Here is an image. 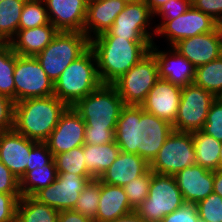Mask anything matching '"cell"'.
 I'll use <instances>...</instances> for the list:
<instances>
[{"instance_id":"obj_1","label":"cell","mask_w":222,"mask_h":222,"mask_svg":"<svg viewBox=\"0 0 222 222\" xmlns=\"http://www.w3.org/2000/svg\"><path fill=\"white\" fill-rule=\"evenodd\" d=\"M173 130L171 123L141 106L125 105L117 120L115 142L120 151L138 154L150 164Z\"/></svg>"},{"instance_id":"obj_2","label":"cell","mask_w":222,"mask_h":222,"mask_svg":"<svg viewBox=\"0 0 222 222\" xmlns=\"http://www.w3.org/2000/svg\"><path fill=\"white\" fill-rule=\"evenodd\" d=\"M153 40H128L120 36H96L90 40L102 84H113L150 52Z\"/></svg>"},{"instance_id":"obj_3","label":"cell","mask_w":222,"mask_h":222,"mask_svg":"<svg viewBox=\"0 0 222 222\" xmlns=\"http://www.w3.org/2000/svg\"><path fill=\"white\" fill-rule=\"evenodd\" d=\"M68 106L55 95L14 103L13 129L36 142H45Z\"/></svg>"},{"instance_id":"obj_4","label":"cell","mask_w":222,"mask_h":222,"mask_svg":"<svg viewBox=\"0 0 222 222\" xmlns=\"http://www.w3.org/2000/svg\"><path fill=\"white\" fill-rule=\"evenodd\" d=\"M101 85L96 58L89 47L54 82V95L67 106H74Z\"/></svg>"},{"instance_id":"obj_5","label":"cell","mask_w":222,"mask_h":222,"mask_svg":"<svg viewBox=\"0 0 222 222\" xmlns=\"http://www.w3.org/2000/svg\"><path fill=\"white\" fill-rule=\"evenodd\" d=\"M124 106L116 88L111 84H102L85 98L80 99L73 108L80 114L87 127L115 130Z\"/></svg>"},{"instance_id":"obj_6","label":"cell","mask_w":222,"mask_h":222,"mask_svg":"<svg viewBox=\"0 0 222 222\" xmlns=\"http://www.w3.org/2000/svg\"><path fill=\"white\" fill-rule=\"evenodd\" d=\"M90 47V40L84 32L58 31L52 41L35 57L55 82L74 60Z\"/></svg>"},{"instance_id":"obj_7","label":"cell","mask_w":222,"mask_h":222,"mask_svg":"<svg viewBox=\"0 0 222 222\" xmlns=\"http://www.w3.org/2000/svg\"><path fill=\"white\" fill-rule=\"evenodd\" d=\"M185 203L173 175L153 173L148 197L135 209L147 222H161Z\"/></svg>"},{"instance_id":"obj_8","label":"cell","mask_w":222,"mask_h":222,"mask_svg":"<svg viewBox=\"0 0 222 222\" xmlns=\"http://www.w3.org/2000/svg\"><path fill=\"white\" fill-rule=\"evenodd\" d=\"M158 79V64L154 55L149 52L112 85L125 105L141 106Z\"/></svg>"},{"instance_id":"obj_9","label":"cell","mask_w":222,"mask_h":222,"mask_svg":"<svg viewBox=\"0 0 222 222\" xmlns=\"http://www.w3.org/2000/svg\"><path fill=\"white\" fill-rule=\"evenodd\" d=\"M193 132L173 130L150 163L153 173L175 175L180 170L196 164Z\"/></svg>"},{"instance_id":"obj_10","label":"cell","mask_w":222,"mask_h":222,"mask_svg":"<svg viewBox=\"0 0 222 222\" xmlns=\"http://www.w3.org/2000/svg\"><path fill=\"white\" fill-rule=\"evenodd\" d=\"M15 103L38 97L54 95V82L33 56H20L15 53Z\"/></svg>"},{"instance_id":"obj_11","label":"cell","mask_w":222,"mask_h":222,"mask_svg":"<svg viewBox=\"0 0 222 222\" xmlns=\"http://www.w3.org/2000/svg\"><path fill=\"white\" fill-rule=\"evenodd\" d=\"M216 97L194 83L182 87L173 129L179 132L202 130L211 104Z\"/></svg>"},{"instance_id":"obj_12","label":"cell","mask_w":222,"mask_h":222,"mask_svg":"<svg viewBox=\"0 0 222 222\" xmlns=\"http://www.w3.org/2000/svg\"><path fill=\"white\" fill-rule=\"evenodd\" d=\"M153 23V14L144 0L130 2L115 18L111 28L99 36H120L128 40L154 41L156 29Z\"/></svg>"},{"instance_id":"obj_13","label":"cell","mask_w":222,"mask_h":222,"mask_svg":"<svg viewBox=\"0 0 222 222\" xmlns=\"http://www.w3.org/2000/svg\"><path fill=\"white\" fill-rule=\"evenodd\" d=\"M215 29L216 21L212 17L191 6L177 18L166 20L156 30L154 42H159L158 39L162 37L165 39L163 42H168V47H173L182 39L209 33Z\"/></svg>"},{"instance_id":"obj_14","label":"cell","mask_w":222,"mask_h":222,"mask_svg":"<svg viewBox=\"0 0 222 222\" xmlns=\"http://www.w3.org/2000/svg\"><path fill=\"white\" fill-rule=\"evenodd\" d=\"M92 176L62 172L49 186L38 191L33 197L57 211L73 209L85 185Z\"/></svg>"},{"instance_id":"obj_15","label":"cell","mask_w":222,"mask_h":222,"mask_svg":"<svg viewBox=\"0 0 222 222\" xmlns=\"http://www.w3.org/2000/svg\"><path fill=\"white\" fill-rule=\"evenodd\" d=\"M85 127L86 124L80 114L73 106H68L45 141L53 157L75 147L83 146L85 144Z\"/></svg>"},{"instance_id":"obj_16","label":"cell","mask_w":222,"mask_h":222,"mask_svg":"<svg viewBox=\"0 0 222 222\" xmlns=\"http://www.w3.org/2000/svg\"><path fill=\"white\" fill-rule=\"evenodd\" d=\"M165 48L164 50L161 49L157 42H154L150 47V52L154 55L158 64L159 78L166 79L181 87L192 84L195 78L193 64L174 47L165 46Z\"/></svg>"},{"instance_id":"obj_17","label":"cell","mask_w":222,"mask_h":222,"mask_svg":"<svg viewBox=\"0 0 222 222\" xmlns=\"http://www.w3.org/2000/svg\"><path fill=\"white\" fill-rule=\"evenodd\" d=\"M181 92V86L159 78L148 92L141 107L145 112L173 124L178 113Z\"/></svg>"},{"instance_id":"obj_18","label":"cell","mask_w":222,"mask_h":222,"mask_svg":"<svg viewBox=\"0 0 222 222\" xmlns=\"http://www.w3.org/2000/svg\"><path fill=\"white\" fill-rule=\"evenodd\" d=\"M35 143L14 129L0 133V161L19 179L26 173Z\"/></svg>"},{"instance_id":"obj_19","label":"cell","mask_w":222,"mask_h":222,"mask_svg":"<svg viewBox=\"0 0 222 222\" xmlns=\"http://www.w3.org/2000/svg\"><path fill=\"white\" fill-rule=\"evenodd\" d=\"M49 22L58 31L83 32L88 0H43Z\"/></svg>"},{"instance_id":"obj_20","label":"cell","mask_w":222,"mask_h":222,"mask_svg":"<svg viewBox=\"0 0 222 222\" xmlns=\"http://www.w3.org/2000/svg\"><path fill=\"white\" fill-rule=\"evenodd\" d=\"M195 68L207 64L222 55V46L216 29L180 40L173 46Z\"/></svg>"},{"instance_id":"obj_21","label":"cell","mask_w":222,"mask_h":222,"mask_svg":"<svg viewBox=\"0 0 222 222\" xmlns=\"http://www.w3.org/2000/svg\"><path fill=\"white\" fill-rule=\"evenodd\" d=\"M174 177L185 202L197 204L213 192L214 171L200 165L186 167Z\"/></svg>"},{"instance_id":"obj_22","label":"cell","mask_w":222,"mask_h":222,"mask_svg":"<svg viewBox=\"0 0 222 222\" xmlns=\"http://www.w3.org/2000/svg\"><path fill=\"white\" fill-rule=\"evenodd\" d=\"M126 4L124 0H88L83 32L89 40L107 32Z\"/></svg>"},{"instance_id":"obj_23","label":"cell","mask_w":222,"mask_h":222,"mask_svg":"<svg viewBox=\"0 0 222 222\" xmlns=\"http://www.w3.org/2000/svg\"><path fill=\"white\" fill-rule=\"evenodd\" d=\"M150 164L138 154L120 151L115 161L100 176L99 180L105 184L124 186L145 174Z\"/></svg>"},{"instance_id":"obj_24","label":"cell","mask_w":222,"mask_h":222,"mask_svg":"<svg viewBox=\"0 0 222 222\" xmlns=\"http://www.w3.org/2000/svg\"><path fill=\"white\" fill-rule=\"evenodd\" d=\"M57 33L58 30L50 22L35 28L18 29L9 44L17 55L35 57L52 41Z\"/></svg>"},{"instance_id":"obj_25","label":"cell","mask_w":222,"mask_h":222,"mask_svg":"<svg viewBox=\"0 0 222 222\" xmlns=\"http://www.w3.org/2000/svg\"><path fill=\"white\" fill-rule=\"evenodd\" d=\"M135 211L129 204L122 186L105 184L100 181V199L96 222H110Z\"/></svg>"},{"instance_id":"obj_26","label":"cell","mask_w":222,"mask_h":222,"mask_svg":"<svg viewBox=\"0 0 222 222\" xmlns=\"http://www.w3.org/2000/svg\"><path fill=\"white\" fill-rule=\"evenodd\" d=\"M119 153L120 148L116 142H110L103 145L84 144L83 154L88 173L94 179H99L115 161Z\"/></svg>"},{"instance_id":"obj_27","label":"cell","mask_w":222,"mask_h":222,"mask_svg":"<svg viewBox=\"0 0 222 222\" xmlns=\"http://www.w3.org/2000/svg\"><path fill=\"white\" fill-rule=\"evenodd\" d=\"M194 149L196 153V165L207 170H220V150L222 142L202 130L193 132Z\"/></svg>"},{"instance_id":"obj_28","label":"cell","mask_w":222,"mask_h":222,"mask_svg":"<svg viewBox=\"0 0 222 222\" xmlns=\"http://www.w3.org/2000/svg\"><path fill=\"white\" fill-rule=\"evenodd\" d=\"M59 211L39 202L33 196H21L16 211V222H58Z\"/></svg>"},{"instance_id":"obj_29","label":"cell","mask_w":222,"mask_h":222,"mask_svg":"<svg viewBox=\"0 0 222 222\" xmlns=\"http://www.w3.org/2000/svg\"><path fill=\"white\" fill-rule=\"evenodd\" d=\"M57 175L54 159L43 167L26 171L20 179L21 196H34L38 191L52 184Z\"/></svg>"},{"instance_id":"obj_30","label":"cell","mask_w":222,"mask_h":222,"mask_svg":"<svg viewBox=\"0 0 222 222\" xmlns=\"http://www.w3.org/2000/svg\"><path fill=\"white\" fill-rule=\"evenodd\" d=\"M193 83L207 90L216 98L222 97V55L195 68Z\"/></svg>"},{"instance_id":"obj_31","label":"cell","mask_w":222,"mask_h":222,"mask_svg":"<svg viewBox=\"0 0 222 222\" xmlns=\"http://www.w3.org/2000/svg\"><path fill=\"white\" fill-rule=\"evenodd\" d=\"M26 0H5L0 3V38L9 43L18 32V25Z\"/></svg>"},{"instance_id":"obj_32","label":"cell","mask_w":222,"mask_h":222,"mask_svg":"<svg viewBox=\"0 0 222 222\" xmlns=\"http://www.w3.org/2000/svg\"><path fill=\"white\" fill-rule=\"evenodd\" d=\"M15 52L9 43L0 47V95L10 98L15 103Z\"/></svg>"},{"instance_id":"obj_33","label":"cell","mask_w":222,"mask_h":222,"mask_svg":"<svg viewBox=\"0 0 222 222\" xmlns=\"http://www.w3.org/2000/svg\"><path fill=\"white\" fill-rule=\"evenodd\" d=\"M99 199L100 180L92 179L85 185V187L81 191V194L73 210L96 222Z\"/></svg>"},{"instance_id":"obj_34","label":"cell","mask_w":222,"mask_h":222,"mask_svg":"<svg viewBox=\"0 0 222 222\" xmlns=\"http://www.w3.org/2000/svg\"><path fill=\"white\" fill-rule=\"evenodd\" d=\"M54 161L58 173L68 172L81 176H91L86 168L83 146L56 154Z\"/></svg>"},{"instance_id":"obj_35","label":"cell","mask_w":222,"mask_h":222,"mask_svg":"<svg viewBox=\"0 0 222 222\" xmlns=\"http://www.w3.org/2000/svg\"><path fill=\"white\" fill-rule=\"evenodd\" d=\"M49 23L47 9L43 0H26L18 29H30Z\"/></svg>"},{"instance_id":"obj_36","label":"cell","mask_w":222,"mask_h":222,"mask_svg":"<svg viewBox=\"0 0 222 222\" xmlns=\"http://www.w3.org/2000/svg\"><path fill=\"white\" fill-rule=\"evenodd\" d=\"M153 172L149 169L145 174L133 179L123 186L130 206L135 210L148 197L149 185Z\"/></svg>"},{"instance_id":"obj_37","label":"cell","mask_w":222,"mask_h":222,"mask_svg":"<svg viewBox=\"0 0 222 222\" xmlns=\"http://www.w3.org/2000/svg\"><path fill=\"white\" fill-rule=\"evenodd\" d=\"M200 220L222 222V197L214 192L197 203Z\"/></svg>"},{"instance_id":"obj_38","label":"cell","mask_w":222,"mask_h":222,"mask_svg":"<svg viewBox=\"0 0 222 222\" xmlns=\"http://www.w3.org/2000/svg\"><path fill=\"white\" fill-rule=\"evenodd\" d=\"M191 6V0H169L153 14V20L158 18L161 20L158 24H156L157 21L154 22L155 29L157 30L166 20L175 19L184 14Z\"/></svg>"},{"instance_id":"obj_39","label":"cell","mask_w":222,"mask_h":222,"mask_svg":"<svg viewBox=\"0 0 222 222\" xmlns=\"http://www.w3.org/2000/svg\"><path fill=\"white\" fill-rule=\"evenodd\" d=\"M202 131L222 142V97L216 98L211 104Z\"/></svg>"},{"instance_id":"obj_40","label":"cell","mask_w":222,"mask_h":222,"mask_svg":"<svg viewBox=\"0 0 222 222\" xmlns=\"http://www.w3.org/2000/svg\"><path fill=\"white\" fill-rule=\"evenodd\" d=\"M53 159L54 157L47 147V144L45 142H36L30 151L29 164L26 166V171L43 167L49 164Z\"/></svg>"},{"instance_id":"obj_41","label":"cell","mask_w":222,"mask_h":222,"mask_svg":"<svg viewBox=\"0 0 222 222\" xmlns=\"http://www.w3.org/2000/svg\"><path fill=\"white\" fill-rule=\"evenodd\" d=\"M196 203L185 202L181 207L166 215L161 222H199Z\"/></svg>"},{"instance_id":"obj_42","label":"cell","mask_w":222,"mask_h":222,"mask_svg":"<svg viewBox=\"0 0 222 222\" xmlns=\"http://www.w3.org/2000/svg\"><path fill=\"white\" fill-rule=\"evenodd\" d=\"M21 194L0 193V222H16V211Z\"/></svg>"},{"instance_id":"obj_43","label":"cell","mask_w":222,"mask_h":222,"mask_svg":"<svg viewBox=\"0 0 222 222\" xmlns=\"http://www.w3.org/2000/svg\"><path fill=\"white\" fill-rule=\"evenodd\" d=\"M0 193L21 194L20 179L0 161Z\"/></svg>"},{"instance_id":"obj_44","label":"cell","mask_w":222,"mask_h":222,"mask_svg":"<svg viewBox=\"0 0 222 222\" xmlns=\"http://www.w3.org/2000/svg\"><path fill=\"white\" fill-rule=\"evenodd\" d=\"M14 101L0 95V133L13 129Z\"/></svg>"},{"instance_id":"obj_45","label":"cell","mask_w":222,"mask_h":222,"mask_svg":"<svg viewBox=\"0 0 222 222\" xmlns=\"http://www.w3.org/2000/svg\"><path fill=\"white\" fill-rule=\"evenodd\" d=\"M115 142V130H99L85 127V144L103 145Z\"/></svg>"},{"instance_id":"obj_46","label":"cell","mask_w":222,"mask_h":222,"mask_svg":"<svg viewBox=\"0 0 222 222\" xmlns=\"http://www.w3.org/2000/svg\"><path fill=\"white\" fill-rule=\"evenodd\" d=\"M193 8L200 10L215 21L222 20V0H191Z\"/></svg>"},{"instance_id":"obj_47","label":"cell","mask_w":222,"mask_h":222,"mask_svg":"<svg viewBox=\"0 0 222 222\" xmlns=\"http://www.w3.org/2000/svg\"><path fill=\"white\" fill-rule=\"evenodd\" d=\"M58 222H94V221L74 211L73 209H70V210L59 211Z\"/></svg>"},{"instance_id":"obj_48","label":"cell","mask_w":222,"mask_h":222,"mask_svg":"<svg viewBox=\"0 0 222 222\" xmlns=\"http://www.w3.org/2000/svg\"><path fill=\"white\" fill-rule=\"evenodd\" d=\"M110 222H147L144 218L140 217L135 211L125 216L116 218Z\"/></svg>"},{"instance_id":"obj_49","label":"cell","mask_w":222,"mask_h":222,"mask_svg":"<svg viewBox=\"0 0 222 222\" xmlns=\"http://www.w3.org/2000/svg\"><path fill=\"white\" fill-rule=\"evenodd\" d=\"M213 192L222 197V170L214 171Z\"/></svg>"},{"instance_id":"obj_50","label":"cell","mask_w":222,"mask_h":222,"mask_svg":"<svg viewBox=\"0 0 222 222\" xmlns=\"http://www.w3.org/2000/svg\"><path fill=\"white\" fill-rule=\"evenodd\" d=\"M152 14H154L161 6L169 0H144Z\"/></svg>"},{"instance_id":"obj_51","label":"cell","mask_w":222,"mask_h":222,"mask_svg":"<svg viewBox=\"0 0 222 222\" xmlns=\"http://www.w3.org/2000/svg\"><path fill=\"white\" fill-rule=\"evenodd\" d=\"M216 31L222 46V20L216 21Z\"/></svg>"},{"instance_id":"obj_52","label":"cell","mask_w":222,"mask_h":222,"mask_svg":"<svg viewBox=\"0 0 222 222\" xmlns=\"http://www.w3.org/2000/svg\"><path fill=\"white\" fill-rule=\"evenodd\" d=\"M219 158H220V169L222 170V145H221V150H220Z\"/></svg>"},{"instance_id":"obj_53","label":"cell","mask_w":222,"mask_h":222,"mask_svg":"<svg viewBox=\"0 0 222 222\" xmlns=\"http://www.w3.org/2000/svg\"><path fill=\"white\" fill-rule=\"evenodd\" d=\"M126 3H130V2H136V1H142V0H124Z\"/></svg>"},{"instance_id":"obj_54","label":"cell","mask_w":222,"mask_h":222,"mask_svg":"<svg viewBox=\"0 0 222 222\" xmlns=\"http://www.w3.org/2000/svg\"><path fill=\"white\" fill-rule=\"evenodd\" d=\"M4 44V41L0 38V47H2Z\"/></svg>"}]
</instances>
